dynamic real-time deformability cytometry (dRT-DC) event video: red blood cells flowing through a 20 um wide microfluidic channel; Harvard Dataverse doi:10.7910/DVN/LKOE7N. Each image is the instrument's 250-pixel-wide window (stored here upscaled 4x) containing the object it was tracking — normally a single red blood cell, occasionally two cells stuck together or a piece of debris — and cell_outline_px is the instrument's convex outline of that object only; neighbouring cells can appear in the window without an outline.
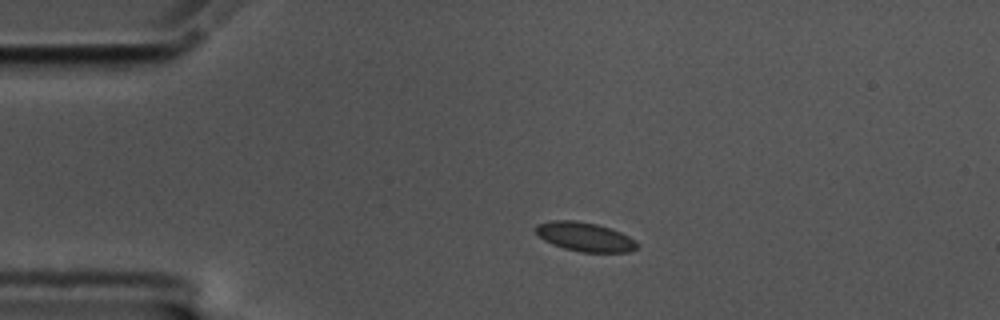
{"species": "common noctule bat (a hibernating species)", "species_latin": "Nyctalus noctula", "temperature_condition": "cold", "stored_images_in_passage": 47, "camera_frame_rate_fps": 3000, "um_per_image_px": 0.085, "animal": {"sex": "male", "body_mass_g": 17.5, "forearm_length_mm": 52.3}, "frame": {"image": 1, "passage_image": 1, "time_ms": 0.0, "image_size_px": [1000, 320], "cell_outline_px": [[640, 244], [636, 248], [628, 252], [580, 252], [564, 248], [552, 244], [544, 240], [532, 228], [536, 224], [552, 220], [576, 220], [596, 224], [612, 228], [636, 240]], "centroid_in_image_um": [49.7, 20.12], "position_along_channel_um": 35.3, "area_um2": 17.34}}
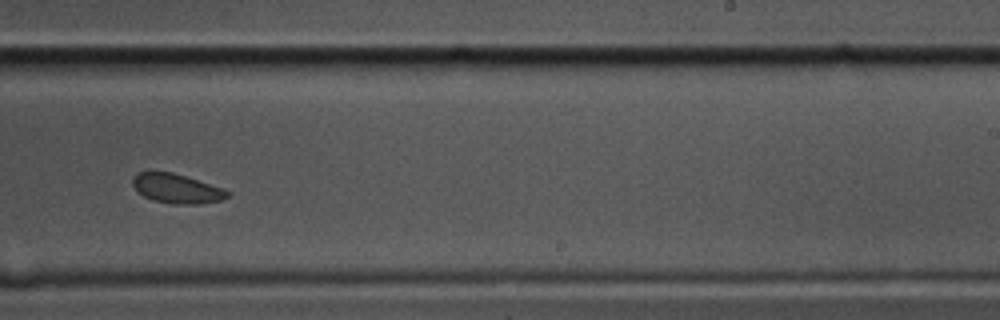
{"frame": {"image": 2, "passage_image": 25, "time_ms": 8.0, "image_size_px": [1000, 320], "cell_outline_px": [[232, 192], [228, 196], [220, 200], [200, 204], [172, 204], [152, 200], [136, 192], [132, 184], [132, 176], [140, 172], [172, 172], [224, 188]], "centroid_in_image_um": [15.01, 16.03], "position_along_channel_um": 274.0, "area_um2": 16.36}}
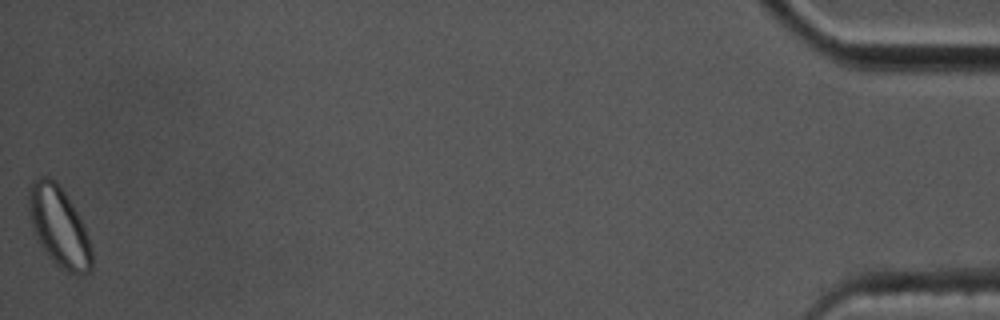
{"frame": {"image": 3, "passage_image": 47, "time_ms": 15.333, "image_size_px": [1000, 320], "cell_outline_px": [[92, 268], [88, 272], [68, 272], [56, 264], [40, 244], [32, 224], [28, 212], [28, 188], [32, 180], [40, 176], [48, 176], [56, 180], [72, 204], [88, 236], [92, 248]], "centroid_in_image_um": [4.99, 19.2], "position_along_channel_um": 430.2, "area_um2": 28.84}, "authors_computed_cell_mechanics": {"area_um2": 17.1666, "velocity_mm_per_s": 3.4526, "shape_relaxation_time_tau1_ms": 1.1384, "shape_relaxation_time_tau2_ms": null, "deformation_change_tau1": 0.0336, "deformation_change_tau2": null}}